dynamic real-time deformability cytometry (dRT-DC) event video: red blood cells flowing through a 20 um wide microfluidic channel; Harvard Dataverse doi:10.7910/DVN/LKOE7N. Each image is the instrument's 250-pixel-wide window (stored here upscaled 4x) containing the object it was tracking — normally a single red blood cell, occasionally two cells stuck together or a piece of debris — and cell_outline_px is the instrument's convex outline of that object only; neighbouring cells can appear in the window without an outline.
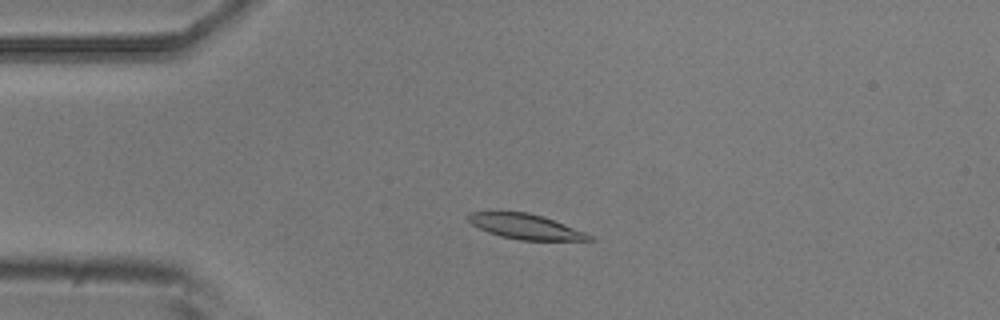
{"species": "common noctule bat (a hibernating species)", "species_latin": "Nyctalus noctula", "temperature_condition": "room temperature", "stored_images_in_passage": 52, "camera_frame_rate_fps": 3000, "um_per_image_px": 0.085, "animal": {"sex": "male", "body_mass_g": 20.5, "forearm_length_mm": 52.5}, "frame": {"image": 1, "passage_image": 10, "time_ms": 3.0, "image_size_px": [1000, 320], "cell_outline_px": [[596, 240], [520, 240], [500, 236], [488, 232], [472, 224], [468, 220], [468, 216], [472, 212], [528, 212], [544, 216], [584, 232], [592, 236]], "centroid_in_image_um": [44.69, 19.26], "position_along_channel_um": 40.3, "area_um2": 17.4}}
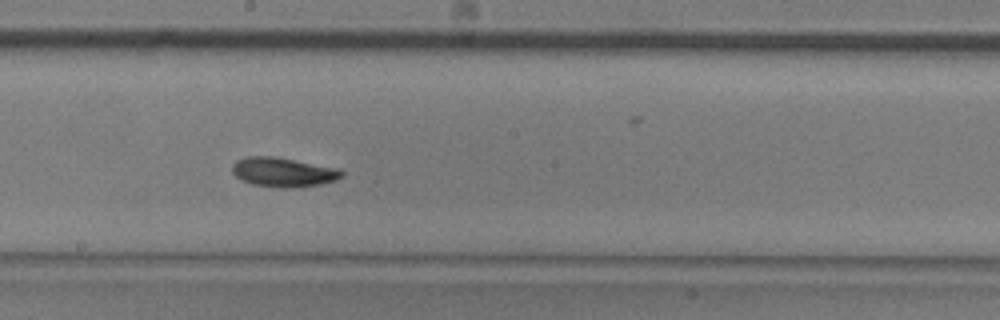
{"frame": {"image": 2, "passage_image": 27, "time_ms": 8.667, "image_size_px": [1000, 320], "cell_outline_px": [[344, 176], [336, 180], [320, 184], [292, 188], [284, 188], [252, 184], [240, 180], [232, 172], [232, 164], [236, 160], [248, 156], [272, 156], [340, 168], [344, 172]], "centroid_in_image_um": [24.08, 14.63], "position_along_channel_um": 224.1, "area_um2": 18.84}}
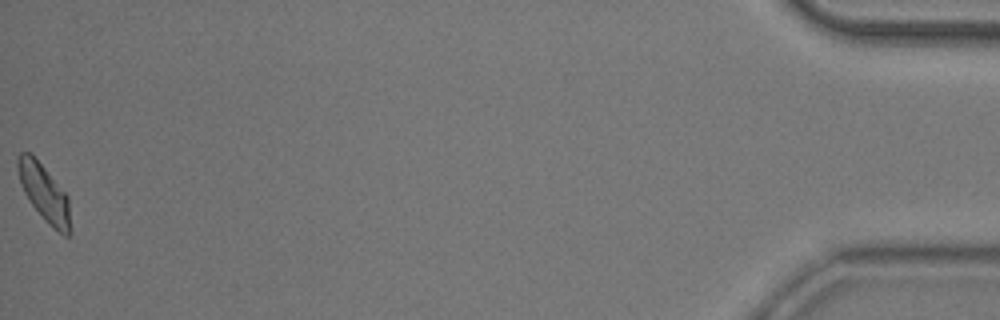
{"frame": {"image": 3, "passage_image": 52, "time_ms": 17.0, "image_size_px": [1000, 320], "cell_outline_px": [[72, 232], [68, 236], [64, 236], [52, 228], [48, 224], [32, 204], [24, 192], [20, 184], [16, 164], [16, 160], [20, 152], [28, 152], [44, 168], [68, 196], [72, 228]], "centroid_in_image_um": [3.79, 16.47], "position_along_channel_um": 431.4, "area_um2": 17.4}, "authors_computed_cell_mechanics": {"area_um2": 17.9469, "velocity_mm_per_s": 3.6899, "shape_relaxation_time_tau1_ms": 3.1552, "shape_relaxation_time_tau2_ms": 3.1946, "deformation_change_tau1": 0.1082, "deformation_change_tau2": 0.0645}}